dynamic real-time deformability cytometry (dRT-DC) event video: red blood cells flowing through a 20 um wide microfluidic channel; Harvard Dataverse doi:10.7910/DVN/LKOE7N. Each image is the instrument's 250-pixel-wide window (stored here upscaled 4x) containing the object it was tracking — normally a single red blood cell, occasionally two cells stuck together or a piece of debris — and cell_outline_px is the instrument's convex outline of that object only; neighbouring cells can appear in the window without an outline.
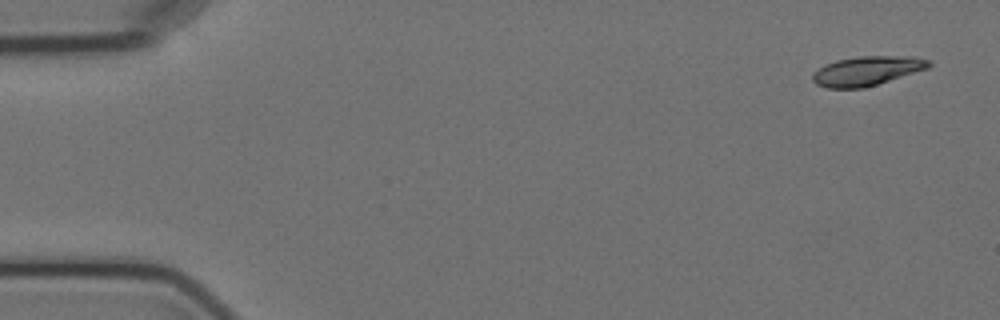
{"species": "Egyptian fruit bat (a non-hibernating species)", "species_latin": "Rousettus aegyptiacus", "temperature_condition": "cold", "stored_images_in_passage": 5, "camera_frame_rate_fps": 3000, "um_per_image_px": 0.085, "animal": {"sex": "female"}, "frame": {"image": 1, "passage_image": 1, "time_ms": 0.0, "image_size_px": [1000, 320], "cell_outline_px": [[932, 64], [928, 68], [864, 88], [828, 88], [816, 84], [812, 80], [812, 72], [824, 64], [836, 60], [860, 56], [916, 56], [932, 60]], "centroid_in_image_um": [73.69, 6.01], "position_along_channel_um": 11.3, "area_um2": 20.0}}